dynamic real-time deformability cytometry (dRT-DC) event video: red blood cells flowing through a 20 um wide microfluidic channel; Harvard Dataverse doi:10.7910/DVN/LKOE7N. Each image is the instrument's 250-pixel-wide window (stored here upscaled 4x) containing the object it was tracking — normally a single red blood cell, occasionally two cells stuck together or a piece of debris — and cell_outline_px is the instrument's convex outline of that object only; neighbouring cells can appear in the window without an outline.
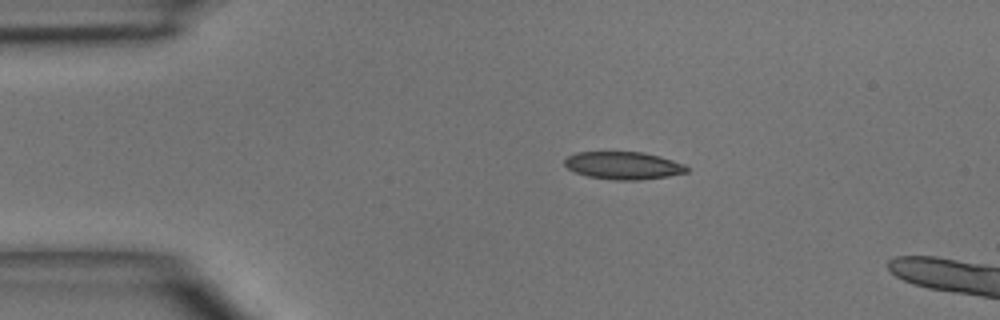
{"species": "common noctule bat (a hibernating species)", "species_latin": "Nyctalus noctula", "temperature_condition": "room temperature", "stored_images_in_passage": 4, "camera_frame_rate_fps": 3000, "um_per_image_px": 0.085, "animal": {"sex": "male", "body_mass_g": 15.6}, "frame": {"image": 1, "passage_image": 2, "time_ms": 1.0, "image_size_px": [1000, 320], "cell_outline_px": [[688, 172], [668, 176], [636, 180], [616, 180], [588, 176], [576, 172], [568, 168], [564, 164], [564, 160], [568, 156], [576, 152], [644, 152], [660, 156], [684, 164], [688, 168]], "centroid_in_image_um": [52.99, 14.06], "position_along_channel_um": 32.0, "area_um2": 19.54}}